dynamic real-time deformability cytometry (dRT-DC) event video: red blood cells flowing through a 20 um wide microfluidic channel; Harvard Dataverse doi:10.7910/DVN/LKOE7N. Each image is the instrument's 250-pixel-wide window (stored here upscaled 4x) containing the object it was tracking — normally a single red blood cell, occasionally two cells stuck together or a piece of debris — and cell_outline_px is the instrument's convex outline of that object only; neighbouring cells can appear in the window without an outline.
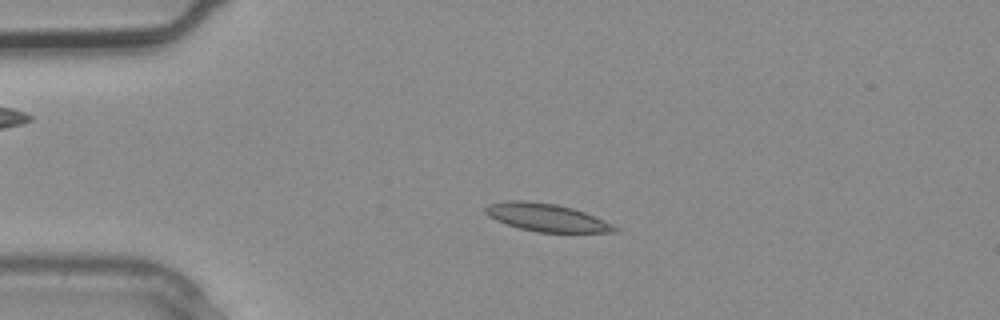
{"species": "common noctule bat (a hibernating species)", "species_latin": "Nyctalus noctula", "temperature_condition": "warm", "stored_images_in_passage": 1, "camera_frame_rate_fps": 3000, "um_per_image_px": 0.085, "animal": {"sex": "male", "body_mass_g": 20.4}, "frame": {"image": 1, "passage_image": 1, "time_ms": 0.0, "image_size_px": [1000, 320], "cell_outline_px": [[620, 228], [616, 232], [536, 232], [520, 228], [496, 220], [488, 216], [484, 212], [484, 208], [488, 204], [504, 200], [524, 200], [556, 204], [572, 208], [584, 212], [604, 220]], "centroid_in_image_um": [46.43, 18.48], "position_along_channel_um": 38.6, "area_um2": 20.92}}